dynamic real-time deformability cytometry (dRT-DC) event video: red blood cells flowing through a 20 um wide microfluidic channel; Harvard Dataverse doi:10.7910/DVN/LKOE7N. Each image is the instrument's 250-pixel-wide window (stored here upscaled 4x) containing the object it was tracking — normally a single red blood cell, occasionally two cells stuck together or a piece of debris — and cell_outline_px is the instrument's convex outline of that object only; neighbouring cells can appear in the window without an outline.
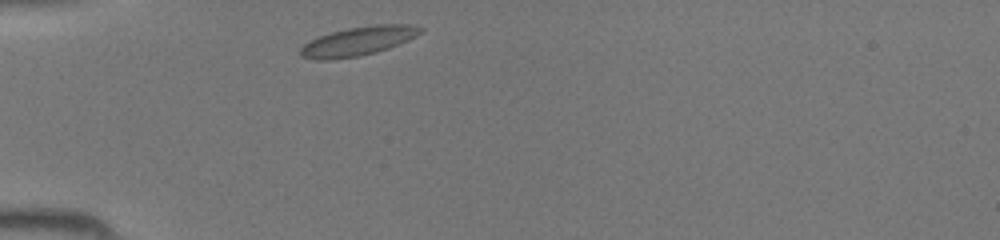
{"species": "common noctule bat (a hibernating species)", "species_latin": "Nyctalus noctula", "temperature_condition": "room temperature", "stored_images_in_passage": 32, "camera_frame_rate_fps": 3000, "um_per_image_px": 0.085, "animal": {"sex": "female", "body_mass_g": 19.5, "forearm_length_mm": 54.1}, "frame": {"image": 1, "passage_image": 1, "time_ms": 0.0, "image_size_px": [1000, 240], "cell_outline_px": [[424, 32], [408, 40], [388, 48], [376, 52], [360, 56], [328, 60], [316, 60], [300, 56], [300, 48], [304, 44], [320, 36], [332, 32], [348, 28], [376, 24], [408, 24], [424, 28]], "centroid_in_image_um": [30.47, 3.5], "position_along_channel_um": 54.5, "area_um2": 20.23}}
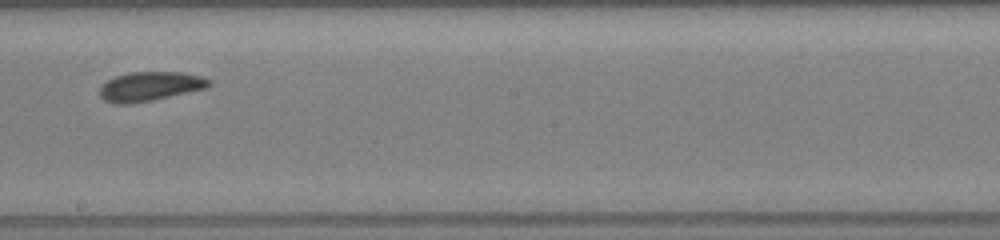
{"frame": {"image": 2, "passage_image": 14, "time_ms": 4.333, "image_size_px": [1000, 240], "cell_outline_px": [[212, 84], [208, 88], [152, 100], [128, 104], [112, 104], [104, 100], [100, 96], [100, 88], [108, 80], [116, 76], [132, 72], [184, 72], [200, 76], [212, 80]], "centroid_in_image_um": [12.79, 7.34], "position_along_channel_um": 235.4, "area_um2": 18.67}}
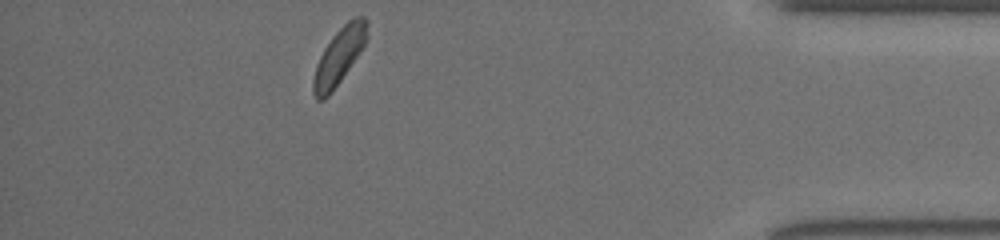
{"frame": {"image": 3, "passage_image": 28, "time_ms": 9.0, "image_size_px": [1000, 240], "cell_outline_px": [[368, 36], [360, 52], [332, 92], [324, 100], [316, 100], [312, 92], [312, 80], [316, 64], [324, 48], [332, 36], [352, 16], [364, 16], [368, 20]], "centroid_in_image_um": [28.82, 4.77], "position_along_channel_um": 406.4, "area_um2": 17.8}}